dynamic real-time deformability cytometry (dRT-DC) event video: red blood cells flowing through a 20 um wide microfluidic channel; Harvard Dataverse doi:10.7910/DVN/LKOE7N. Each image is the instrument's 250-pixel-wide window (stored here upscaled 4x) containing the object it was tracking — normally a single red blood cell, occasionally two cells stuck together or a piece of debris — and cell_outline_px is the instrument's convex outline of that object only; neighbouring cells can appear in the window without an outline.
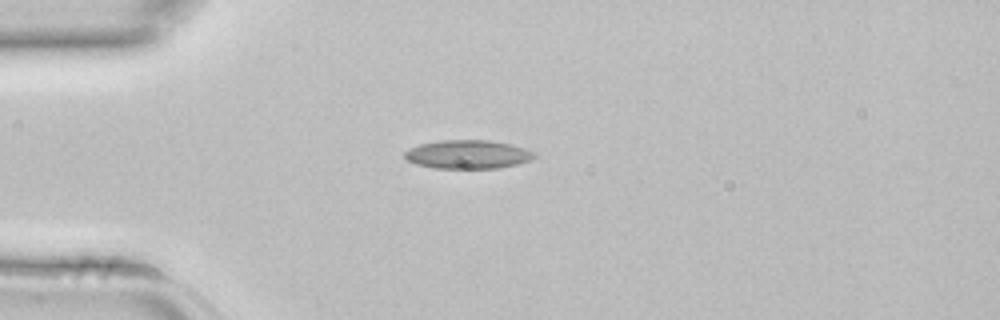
{"species": "common noctule bat (a hibernating species)", "species_latin": "Nyctalus noctula", "temperature_condition": "room temperature", "stored_images_in_passage": 1, "camera_frame_rate_fps": 3000, "um_per_image_px": 0.085, "animal": {"sex": "female", "body_mass_g": 22.7, "forearm_length_mm": 54.2}, "frame": {"image": 1, "passage_image": 1, "time_ms": 0.0, "image_size_px": [1000, 320], "cell_outline_px": [[540, 156], [532, 160], [500, 168], [436, 168], [416, 164], [408, 160], [404, 156], [404, 152], [420, 144], [440, 140], [488, 140], [512, 144], [536, 152]], "centroid_in_image_um": [39.84, 13.12], "position_along_channel_um": 45.2, "area_um2": 21.73}}